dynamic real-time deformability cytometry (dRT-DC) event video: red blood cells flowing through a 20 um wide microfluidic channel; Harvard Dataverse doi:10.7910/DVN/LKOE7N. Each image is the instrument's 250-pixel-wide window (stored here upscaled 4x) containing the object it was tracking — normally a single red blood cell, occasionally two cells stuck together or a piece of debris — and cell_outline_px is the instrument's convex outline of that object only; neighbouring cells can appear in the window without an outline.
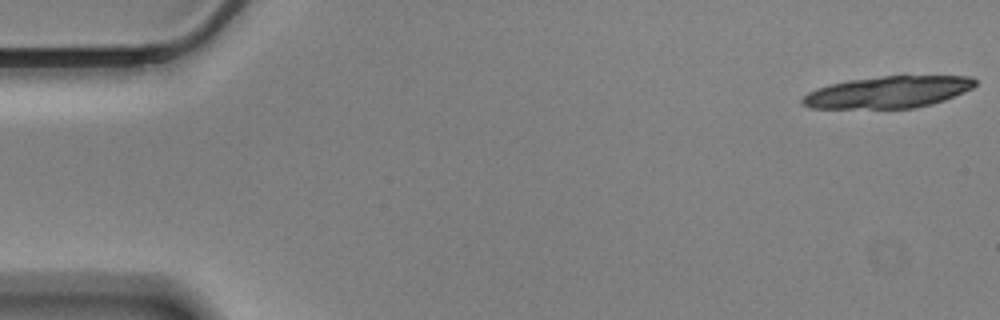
{"species": "Egyptian fruit bat (a non-hibernating species)", "species_latin": "Rousettus aegyptiacus", "temperature_condition": "cold", "stored_images_in_passage": 21, "camera_frame_rate_fps": 3000, "um_per_image_px": 0.085, "animal": {"sex": "male"}, "frame": {"image": 1, "passage_image": 1, "time_ms": 0.0, "image_size_px": [1000, 320], "cell_outline_px": [[976, 84], [972, 88], [964, 92], [944, 100], [932, 104], [912, 108], [812, 108], [800, 104], [800, 100], [808, 92], [816, 88], [828, 84], [848, 80], [884, 76], [972, 76], [976, 80]], "centroid_in_image_um": [75.46, 7.83], "position_along_channel_um": 9.5, "area_um2": 32.02}}